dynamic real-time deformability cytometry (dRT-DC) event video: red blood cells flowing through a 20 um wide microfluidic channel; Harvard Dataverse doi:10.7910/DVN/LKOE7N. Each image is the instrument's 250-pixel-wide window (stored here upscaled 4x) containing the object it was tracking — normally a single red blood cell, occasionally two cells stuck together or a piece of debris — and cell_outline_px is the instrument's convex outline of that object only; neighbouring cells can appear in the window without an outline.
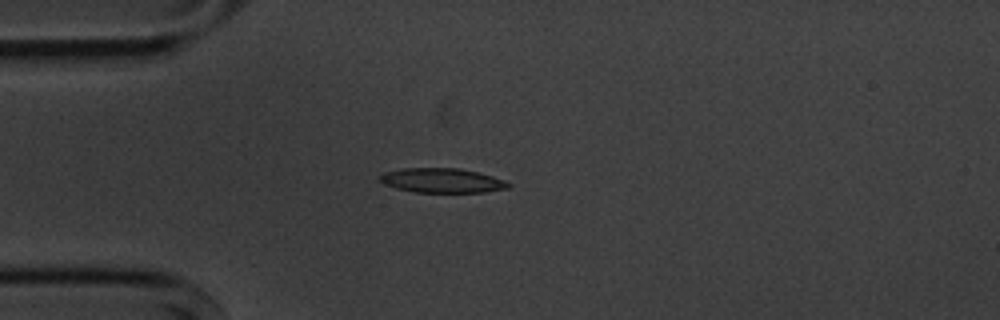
{"species": "common noctule bat (a hibernating species)", "species_latin": "Nyctalus noctula", "temperature_condition": "cold", "stored_images_in_passage": 4, "camera_frame_rate_fps": 3000, "um_per_image_px": 0.085, "animal": {"sex": "male", "body_mass_g": 20.1, "forearm_length_mm": 53.5}, "frame": {"image": 1, "passage_image": 4, "time_ms": 3.333, "image_size_px": [1000, 320], "cell_outline_px": [[512, 184], [508, 188], [484, 192], [416, 192], [396, 188], [384, 184], [376, 180], [376, 176], [384, 172], [400, 168], [460, 168], [492, 176], [504, 180]], "centroid_in_image_um": [37.5, 15.33], "position_along_channel_um": 47.5, "area_um2": 18.5}}